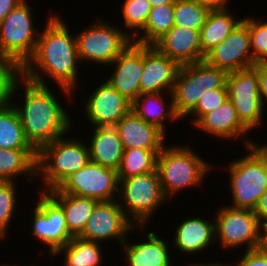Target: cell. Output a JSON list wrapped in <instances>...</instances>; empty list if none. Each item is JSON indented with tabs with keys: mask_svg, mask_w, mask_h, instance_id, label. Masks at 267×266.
I'll use <instances>...</instances> for the list:
<instances>
[{
	"mask_svg": "<svg viewBox=\"0 0 267 266\" xmlns=\"http://www.w3.org/2000/svg\"><path fill=\"white\" fill-rule=\"evenodd\" d=\"M22 67L18 73L25 79V103L21 108L15 105L25 136L30 144L39 151L44 145L52 143L65 135L71 120L68 113L46 86L39 70ZM37 72V73H36ZM43 79V80H42Z\"/></svg>",
	"mask_w": 267,
	"mask_h": 266,
	"instance_id": "1",
	"label": "cell"
},
{
	"mask_svg": "<svg viewBox=\"0 0 267 266\" xmlns=\"http://www.w3.org/2000/svg\"><path fill=\"white\" fill-rule=\"evenodd\" d=\"M77 60L76 38L70 36L63 20L50 16L44 31L38 35L34 54L23 67H33L34 63L71 96L77 81Z\"/></svg>",
	"mask_w": 267,
	"mask_h": 266,
	"instance_id": "2",
	"label": "cell"
},
{
	"mask_svg": "<svg viewBox=\"0 0 267 266\" xmlns=\"http://www.w3.org/2000/svg\"><path fill=\"white\" fill-rule=\"evenodd\" d=\"M22 1L0 23V59L18 72L34 54L37 40L31 8Z\"/></svg>",
	"mask_w": 267,
	"mask_h": 266,
	"instance_id": "3",
	"label": "cell"
},
{
	"mask_svg": "<svg viewBox=\"0 0 267 266\" xmlns=\"http://www.w3.org/2000/svg\"><path fill=\"white\" fill-rule=\"evenodd\" d=\"M245 142L250 153L229 164L234 201L230 207L253 210L267 190V157L252 141Z\"/></svg>",
	"mask_w": 267,
	"mask_h": 266,
	"instance_id": "4",
	"label": "cell"
},
{
	"mask_svg": "<svg viewBox=\"0 0 267 266\" xmlns=\"http://www.w3.org/2000/svg\"><path fill=\"white\" fill-rule=\"evenodd\" d=\"M44 145L38 151L37 172L42 171L48 192L57 189L70 175L86 166L90 161L89 148L79 140H61ZM52 162H51V161Z\"/></svg>",
	"mask_w": 267,
	"mask_h": 266,
	"instance_id": "5",
	"label": "cell"
},
{
	"mask_svg": "<svg viewBox=\"0 0 267 266\" xmlns=\"http://www.w3.org/2000/svg\"><path fill=\"white\" fill-rule=\"evenodd\" d=\"M227 74L225 70L205 61L181 65L172 91L176 114L183 119L196 107L206 91L227 88Z\"/></svg>",
	"mask_w": 267,
	"mask_h": 266,
	"instance_id": "6",
	"label": "cell"
},
{
	"mask_svg": "<svg viewBox=\"0 0 267 266\" xmlns=\"http://www.w3.org/2000/svg\"><path fill=\"white\" fill-rule=\"evenodd\" d=\"M165 148L157 154L156 169L166 197L177 191L201 185L210 165L188 147Z\"/></svg>",
	"mask_w": 267,
	"mask_h": 266,
	"instance_id": "7",
	"label": "cell"
},
{
	"mask_svg": "<svg viewBox=\"0 0 267 266\" xmlns=\"http://www.w3.org/2000/svg\"><path fill=\"white\" fill-rule=\"evenodd\" d=\"M119 185L123 188H119L122 194L118 195L126 201L124 203L128 209L123 210L125 216L131 220L127 214H132L135 222L138 221L136 224L144 229V223L149 216L153 215L158 205L167 198L160 183L158 170L120 179Z\"/></svg>",
	"mask_w": 267,
	"mask_h": 266,
	"instance_id": "8",
	"label": "cell"
},
{
	"mask_svg": "<svg viewBox=\"0 0 267 266\" xmlns=\"http://www.w3.org/2000/svg\"><path fill=\"white\" fill-rule=\"evenodd\" d=\"M215 242L217 236L223 247H239L246 243V250L262 247L263 226L251 209L224 207L216 215Z\"/></svg>",
	"mask_w": 267,
	"mask_h": 266,
	"instance_id": "9",
	"label": "cell"
},
{
	"mask_svg": "<svg viewBox=\"0 0 267 266\" xmlns=\"http://www.w3.org/2000/svg\"><path fill=\"white\" fill-rule=\"evenodd\" d=\"M101 21L75 36L79 61L109 64L132 42V36ZM131 37V38H130Z\"/></svg>",
	"mask_w": 267,
	"mask_h": 266,
	"instance_id": "10",
	"label": "cell"
},
{
	"mask_svg": "<svg viewBox=\"0 0 267 266\" xmlns=\"http://www.w3.org/2000/svg\"><path fill=\"white\" fill-rule=\"evenodd\" d=\"M228 96L241 123L250 131L262 120L263 105L259 95L257 63L252 67L229 72Z\"/></svg>",
	"mask_w": 267,
	"mask_h": 266,
	"instance_id": "11",
	"label": "cell"
},
{
	"mask_svg": "<svg viewBox=\"0 0 267 266\" xmlns=\"http://www.w3.org/2000/svg\"><path fill=\"white\" fill-rule=\"evenodd\" d=\"M117 170L89 163L70 175L58 188L60 193L93 198L97 201H112L119 192Z\"/></svg>",
	"mask_w": 267,
	"mask_h": 266,
	"instance_id": "12",
	"label": "cell"
},
{
	"mask_svg": "<svg viewBox=\"0 0 267 266\" xmlns=\"http://www.w3.org/2000/svg\"><path fill=\"white\" fill-rule=\"evenodd\" d=\"M41 199L34 208L33 233L43 243L49 245L54 255L73 236L69 233L62 206L43 190Z\"/></svg>",
	"mask_w": 267,
	"mask_h": 266,
	"instance_id": "13",
	"label": "cell"
},
{
	"mask_svg": "<svg viewBox=\"0 0 267 266\" xmlns=\"http://www.w3.org/2000/svg\"><path fill=\"white\" fill-rule=\"evenodd\" d=\"M123 208L115 200L99 201L78 237L93 242L117 238L123 244L125 233L135 228V224L125 216Z\"/></svg>",
	"mask_w": 267,
	"mask_h": 266,
	"instance_id": "14",
	"label": "cell"
},
{
	"mask_svg": "<svg viewBox=\"0 0 267 266\" xmlns=\"http://www.w3.org/2000/svg\"><path fill=\"white\" fill-rule=\"evenodd\" d=\"M204 61L227 73L252 67L257 62L251 52L248 26L242 21L223 42L205 55Z\"/></svg>",
	"mask_w": 267,
	"mask_h": 266,
	"instance_id": "15",
	"label": "cell"
},
{
	"mask_svg": "<svg viewBox=\"0 0 267 266\" xmlns=\"http://www.w3.org/2000/svg\"><path fill=\"white\" fill-rule=\"evenodd\" d=\"M94 91L85 105L94 127L115 126L131 110L132 103L107 81Z\"/></svg>",
	"mask_w": 267,
	"mask_h": 266,
	"instance_id": "16",
	"label": "cell"
},
{
	"mask_svg": "<svg viewBox=\"0 0 267 266\" xmlns=\"http://www.w3.org/2000/svg\"><path fill=\"white\" fill-rule=\"evenodd\" d=\"M179 69L180 65L176 61L160 53L153 45H143L141 94L160 93L164 89L172 93Z\"/></svg>",
	"mask_w": 267,
	"mask_h": 266,
	"instance_id": "17",
	"label": "cell"
},
{
	"mask_svg": "<svg viewBox=\"0 0 267 266\" xmlns=\"http://www.w3.org/2000/svg\"><path fill=\"white\" fill-rule=\"evenodd\" d=\"M114 63H117V68L107 82L133 103L141 94L143 45L132 42L111 64Z\"/></svg>",
	"mask_w": 267,
	"mask_h": 266,
	"instance_id": "18",
	"label": "cell"
},
{
	"mask_svg": "<svg viewBox=\"0 0 267 266\" xmlns=\"http://www.w3.org/2000/svg\"><path fill=\"white\" fill-rule=\"evenodd\" d=\"M200 31L187 27L173 26L152 45L180 66L204 61L200 46Z\"/></svg>",
	"mask_w": 267,
	"mask_h": 266,
	"instance_id": "19",
	"label": "cell"
},
{
	"mask_svg": "<svg viewBox=\"0 0 267 266\" xmlns=\"http://www.w3.org/2000/svg\"><path fill=\"white\" fill-rule=\"evenodd\" d=\"M124 149H163L164 132L146 123L132 109L114 126Z\"/></svg>",
	"mask_w": 267,
	"mask_h": 266,
	"instance_id": "20",
	"label": "cell"
},
{
	"mask_svg": "<svg viewBox=\"0 0 267 266\" xmlns=\"http://www.w3.org/2000/svg\"><path fill=\"white\" fill-rule=\"evenodd\" d=\"M21 79L23 77L18 72L12 75L7 88V99L0 103V148L35 149L27 140L19 115L10 102Z\"/></svg>",
	"mask_w": 267,
	"mask_h": 266,
	"instance_id": "21",
	"label": "cell"
},
{
	"mask_svg": "<svg viewBox=\"0 0 267 266\" xmlns=\"http://www.w3.org/2000/svg\"><path fill=\"white\" fill-rule=\"evenodd\" d=\"M89 147L90 161L118 170L123 156V145L114 126L95 127Z\"/></svg>",
	"mask_w": 267,
	"mask_h": 266,
	"instance_id": "22",
	"label": "cell"
},
{
	"mask_svg": "<svg viewBox=\"0 0 267 266\" xmlns=\"http://www.w3.org/2000/svg\"><path fill=\"white\" fill-rule=\"evenodd\" d=\"M205 132L218 137L234 138L249 130L241 123L230 99L217 109L203 115L196 123Z\"/></svg>",
	"mask_w": 267,
	"mask_h": 266,
	"instance_id": "23",
	"label": "cell"
},
{
	"mask_svg": "<svg viewBox=\"0 0 267 266\" xmlns=\"http://www.w3.org/2000/svg\"><path fill=\"white\" fill-rule=\"evenodd\" d=\"M174 239L175 246L182 252H200L214 243L215 222L201 218L187 219L177 227Z\"/></svg>",
	"mask_w": 267,
	"mask_h": 266,
	"instance_id": "24",
	"label": "cell"
},
{
	"mask_svg": "<svg viewBox=\"0 0 267 266\" xmlns=\"http://www.w3.org/2000/svg\"><path fill=\"white\" fill-rule=\"evenodd\" d=\"M48 193L62 206L69 233L73 237H78L99 201L93 198L60 193L57 189H52Z\"/></svg>",
	"mask_w": 267,
	"mask_h": 266,
	"instance_id": "25",
	"label": "cell"
},
{
	"mask_svg": "<svg viewBox=\"0 0 267 266\" xmlns=\"http://www.w3.org/2000/svg\"><path fill=\"white\" fill-rule=\"evenodd\" d=\"M148 242L125 246L129 266H171L167 245L154 232L148 233Z\"/></svg>",
	"mask_w": 267,
	"mask_h": 266,
	"instance_id": "26",
	"label": "cell"
},
{
	"mask_svg": "<svg viewBox=\"0 0 267 266\" xmlns=\"http://www.w3.org/2000/svg\"><path fill=\"white\" fill-rule=\"evenodd\" d=\"M228 9L211 10L208 13L205 24L200 30V46L202 53L206 55L243 21H236L228 13Z\"/></svg>",
	"mask_w": 267,
	"mask_h": 266,
	"instance_id": "27",
	"label": "cell"
},
{
	"mask_svg": "<svg viewBox=\"0 0 267 266\" xmlns=\"http://www.w3.org/2000/svg\"><path fill=\"white\" fill-rule=\"evenodd\" d=\"M36 149H8L0 148V180L14 181L13 177L23 172L35 178L37 172ZM37 173V174H36Z\"/></svg>",
	"mask_w": 267,
	"mask_h": 266,
	"instance_id": "28",
	"label": "cell"
},
{
	"mask_svg": "<svg viewBox=\"0 0 267 266\" xmlns=\"http://www.w3.org/2000/svg\"><path fill=\"white\" fill-rule=\"evenodd\" d=\"M161 94L162 92L140 94L139 97L132 103L131 109L140 118H142L146 123H149V124H152L158 127L160 130H162L165 133L166 129L163 123L164 119L168 117L172 120H177V119L180 120L181 118L175 112L174 105H173V94L169 93L171 94L172 98H171V104L169 105L170 108L168 109L169 111L167 113L164 112L165 101L162 98ZM141 101L143 103H141Z\"/></svg>",
	"mask_w": 267,
	"mask_h": 266,
	"instance_id": "29",
	"label": "cell"
},
{
	"mask_svg": "<svg viewBox=\"0 0 267 266\" xmlns=\"http://www.w3.org/2000/svg\"><path fill=\"white\" fill-rule=\"evenodd\" d=\"M162 149H124L121 164L117 170L118 179L142 175L156 170L157 154Z\"/></svg>",
	"mask_w": 267,
	"mask_h": 266,
	"instance_id": "30",
	"label": "cell"
},
{
	"mask_svg": "<svg viewBox=\"0 0 267 266\" xmlns=\"http://www.w3.org/2000/svg\"><path fill=\"white\" fill-rule=\"evenodd\" d=\"M100 243L73 237L53 256L65 251L64 266H98L101 263Z\"/></svg>",
	"mask_w": 267,
	"mask_h": 266,
	"instance_id": "31",
	"label": "cell"
},
{
	"mask_svg": "<svg viewBox=\"0 0 267 266\" xmlns=\"http://www.w3.org/2000/svg\"><path fill=\"white\" fill-rule=\"evenodd\" d=\"M173 14L174 3L152 7L143 29L144 35L133 42L152 45L174 26Z\"/></svg>",
	"mask_w": 267,
	"mask_h": 266,
	"instance_id": "32",
	"label": "cell"
},
{
	"mask_svg": "<svg viewBox=\"0 0 267 266\" xmlns=\"http://www.w3.org/2000/svg\"><path fill=\"white\" fill-rule=\"evenodd\" d=\"M211 10L192 0L174 1V26L187 27L200 31Z\"/></svg>",
	"mask_w": 267,
	"mask_h": 266,
	"instance_id": "33",
	"label": "cell"
},
{
	"mask_svg": "<svg viewBox=\"0 0 267 266\" xmlns=\"http://www.w3.org/2000/svg\"><path fill=\"white\" fill-rule=\"evenodd\" d=\"M123 17L125 26L128 28L136 29V33L133 34L132 39L135 41L139 30H143L145 23L152 9L151 3L148 0H126L123 5Z\"/></svg>",
	"mask_w": 267,
	"mask_h": 266,
	"instance_id": "34",
	"label": "cell"
},
{
	"mask_svg": "<svg viewBox=\"0 0 267 266\" xmlns=\"http://www.w3.org/2000/svg\"><path fill=\"white\" fill-rule=\"evenodd\" d=\"M244 18L243 22L248 26L250 33V47L253 59L256 62H267V22Z\"/></svg>",
	"mask_w": 267,
	"mask_h": 266,
	"instance_id": "35",
	"label": "cell"
},
{
	"mask_svg": "<svg viewBox=\"0 0 267 266\" xmlns=\"http://www.w3.org/2000/svg\"><path fill=\"white\" fill-rule=\"evenodd\" d=\"M14 181L0 180V238H4L6 227L10 223L15 211Z\"/></svg>",
	"mask_w": 267,
	"mask_h": 266,
	"instance_id": "36",
	"label": "cell"
},
{
	"mask_svg": "<svg viewBox=\"0 0 267 266\" xmlns=\"http://www.w3.org/2000/svg\"><path fill=\"white\" fill-rule=\"evenodd\" d=\"M227 99H229L228 88H218L206 91L199 99L196 107L189 113H195L194 115L198 116L192 123L195 124L203 115L217 109Z\"/></svg>",
	"mask_w": 267,
	"mask_h": 266,
	"instance_id": "37",
	"label": "cell"
},
{
	"mask_svg": "<svg viewBox=\"0 0 267 266\" xmlns=\"http://www.w3.org/2000/svg\"><path fill=\"white\" fill-rule=\"evenodd\" d=\"M235 266H267V251L261 247L254 250H246V254Z\"/></svg>",
	"mask_w": 267,
	"mask_h": 266,
	"instance_id": "38",
	"label": "cell"
},
{
	"mask_svg": "<svg viewBox=\"0 0 267 266\" xmlns=\"http://www.w3.org/2000/svg\"><path fill=\"white\" fill-rule=\"evenodd\" d=\"M14 73L15 71L3 59H0V103L7 99L8 84Z\"/></svg>",
	"mask_w": 267,
	"mask_h": 266,
	"instance_id": "39",
	"label": "cell"
},
{
	"mask_svg": "<svg viewBox=\"0 0 267 266\" xmlns=\"http://www.w3.org/2000/svg\"><path fill=\"white\" fill-rule=\"evenodd\" d=\"M258 88L262 105L267 100V62H257Z\"/></svg>",
	"mask_w": 267,
	"mask_h": 266,
	"instance_id": "40",
	"label": "cell"
},
{
	"mask_svg": "<svg viewBox=\"0 0 267 266\" xmlns=\"http://www.w3.org/2000/svg\"><path fill=\"white\" fill-rule=\"evenodd\" d=\"M253 211L262 226H267V190L259 198V201Z\"/></svg>",
	"mask_w": 267,
	"mask_h": 266,
	"instance_id": "41",
	"label": "cell"
},
{
	"mask_svg": "<svg viewBox=\"0 0 267 266\" xmlns=\"http://www.w3.org/2000/svg\"><path fill=\"white\" fill-rule=\"evenodd\" d=\"M22 1L24 0H0V23Z\"/></svg>",
	"mask_w": 267,
	"mask_h": 266,
	"instance_id": "42",
	"label": "cell"
},
{
	"mask_svg": "<svg viewBox=\"0 0 267 266\" xmlns=\"http://www.w3.org/2000/svg\"><path fill=\"white\" fill-rule=\"evenodd\" d=\"M201 5L208 7L210 10L228 9L226 3L229 0H192Z\"/></svg>",
	"mask_w": 267,
	"mask_h": 266,
	"instance_id": "43",
	"label": "cell"
},
{
	"mask_svg": "<svg viewBox=\"0 0 267 266\" xmlns=\"http://www.w3.org/2000/svg\"><path fill=\"white\" fill-rule=\"evenodd\" d=\"M152 7L174 3L175 0H148Z\"/></svg>",
	"mask_w": 267,
	"mask_h": 266,
	"instance_id": "44",
	"label": "cell"
},
{
	"mask_svg": "<svg viewBox=\"0 0 267 266\" xmlns=\"http://www.w3.org/2000/svg\"><path fill=\"white\" fill-rule=\"evenodd\" d=\"M262 247L267 251V226L263 227V243Z\"/></svg>",
	"mask_w": 267,
	"mask_h": 266,
	"instance_id": "45",
	"label": "cell"
},
{
	"mask_svg": "<svg viewBox=\"0 0 267 266\" xmlns=\"http://www.w3.org/2000/svg\"><path fill=\"white\" fill-rule=\"evenodd\" d=\"M255 146L267 157V145L265 146L255 145Z\"/></svg>",
	"mask_w": 267,
	"mask_h": 266,
	"instance_id": "46",
	"label": "cell"
},
{
	"mask_svg": "<svg viewBox=\"0 0 267 266\" xmlns=\"http://www.w3.org/2000/svg\"><path fill=\"white\" fill-rule=\"evenodd\" d=\"M191 266H229V265H226V264H225V265H221V264H219V263H218V264H215V263H214V264H213V263H211V264H206V263H205V264H200V265H198V264H195V265L192 264Z\"/></svg>",
	"mask_w": 267,
	"mask_h": 266,
	"instance_id": "47",
	"label": "cell"
}]
</instances>
